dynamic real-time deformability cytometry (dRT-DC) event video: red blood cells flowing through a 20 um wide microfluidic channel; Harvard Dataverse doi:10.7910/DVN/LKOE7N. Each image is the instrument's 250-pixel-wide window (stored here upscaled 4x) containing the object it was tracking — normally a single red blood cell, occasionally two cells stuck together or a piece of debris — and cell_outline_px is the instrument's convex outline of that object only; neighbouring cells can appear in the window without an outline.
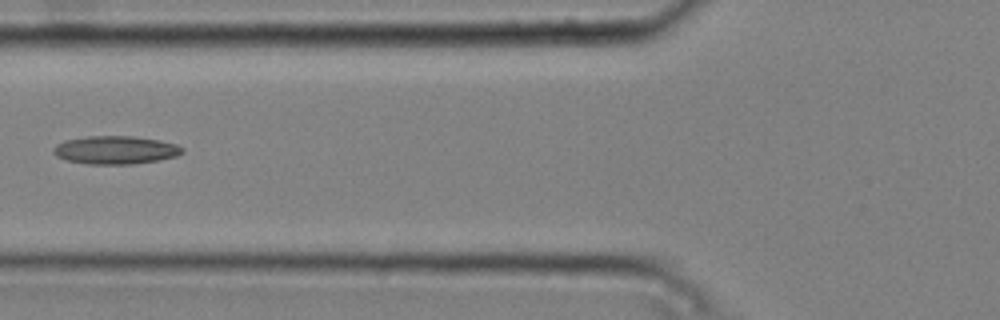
{"species": "common noctule bat (a hibernating species)", "species_latin": "Nyctalus noctula", "temperature_condition": "cold", "stored_images_in_passage": 5, "camera_frame_rate_fps": 3000, "um_per_image_px": 0.085, "animal": {"sex": "male", "body_mass_g": 20.4}, "frame": {"image": 1, "passage_image": 4, "time_ms": 1.0, "image_size_px": [1000, 320], "cell_outline_px": [[184, 152], [176, 156], [160, 160], [132, 164], [88, 164], [68, 160], [56, 156], [52, 152], [52, 148], [56, 144], [64, 140], [88, 136], [132, 136], [160, 140], [176, 144], [184, 148]], "centroid_in_image_um": [9.82, 12.75], "position_along_channel_um": 116.0, "area_um2": 21.27}}
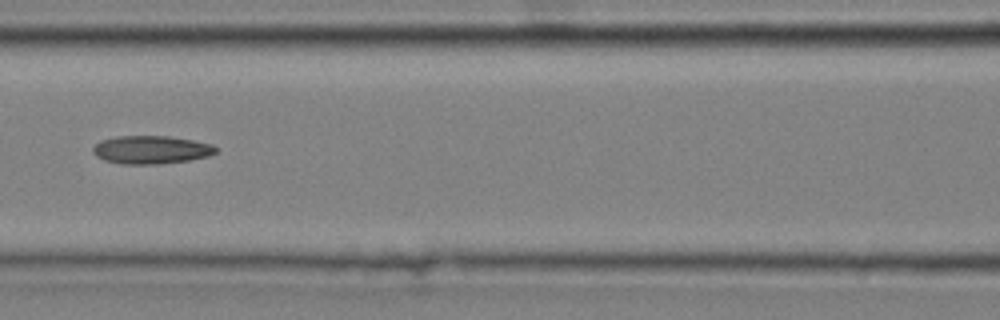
{"frame": {"image": 2, "passage_image": 5, "time_ms": 1.333, "image_size_px": [1000, 320], "cell_outline_px": [[216, 152], [208, 156], [188, 160], [160, 164], [120, 164], [104, 160], [96, 156], [92, 152], [92, 148], [100, 140], [116, 136], [168, 136], [192, 140], [212, 144], [216, 148]], "centroid_in_image_um": [12.8, 12.73], "position_along_channel_um": 153.8, "area_um2": 20.17}}